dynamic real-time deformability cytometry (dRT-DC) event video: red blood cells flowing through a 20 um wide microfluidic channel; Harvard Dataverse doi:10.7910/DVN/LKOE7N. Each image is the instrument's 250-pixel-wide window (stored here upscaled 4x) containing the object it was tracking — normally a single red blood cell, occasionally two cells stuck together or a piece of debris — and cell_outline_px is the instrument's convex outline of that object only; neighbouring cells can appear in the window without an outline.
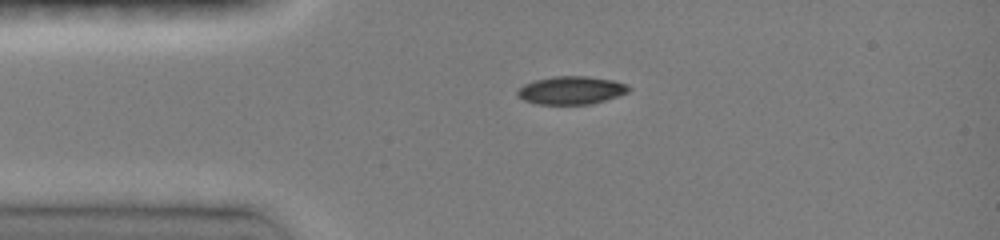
{"species": "common noctule bat (a hibernating species)", "species_latin": "Nyctalus noctula", "temperature_condition": "room temperature", "stored_images_in_passage": 2, "camera_frame_rate_fps": 3000, "um_per_image_px": 0.085, "animal": {"sex": "female", "body_mass_g": 19.0, "forearm_length_mm": 51.5}, "frame": {"image": 1, "passage_image": 1, "time_ms": 0.0, "image_size_px": [1000, 240], "cell_outline_px": [[632, 88], [628, 92], [604, 100], [588, 104], [536, 104], [524, 100], [516, 96], [516, 92], [524, 84], [536, 80], [552, 76], [588, 76], [612, 80], [628, 84]], "centroid_in_image_um": [48.54, 7.67], "position_along_channel_um": 36.5, "area_um2": 18.15}}